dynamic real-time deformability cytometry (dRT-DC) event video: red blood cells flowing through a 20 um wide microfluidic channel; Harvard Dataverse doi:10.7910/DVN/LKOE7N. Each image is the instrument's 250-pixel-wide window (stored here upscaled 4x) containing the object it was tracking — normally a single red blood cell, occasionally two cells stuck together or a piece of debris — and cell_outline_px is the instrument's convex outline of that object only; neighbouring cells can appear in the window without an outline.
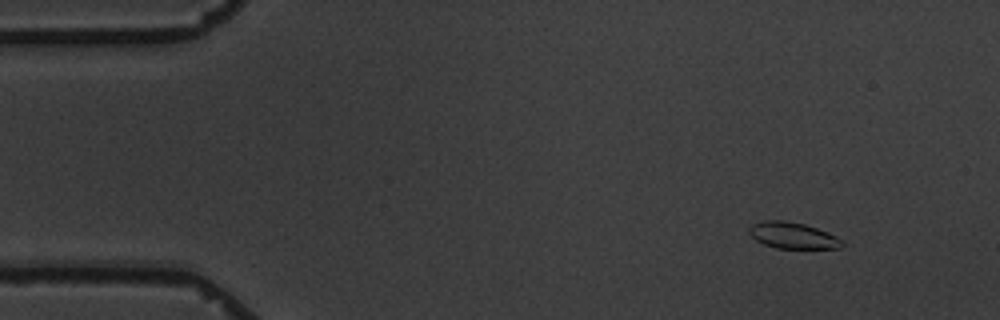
{"species": "common noctule bat (a hibernating species)", "species_latin": "Nyctalus noctula", "temperature_condition": "warm", "stored_images_in_passage": 5, "camera_frame_rate_fps": 3000, "um_per_image_px": 0.085, "animal": {"sex": "male", "body_mass_g": 19.5, "forearm_length_mm": 54.6}, "frame": {"image": 1, "passage_image": 1, "time_ms": 0.0, "image_size_px": [1000, 320], "cell_outline_px": [[844, 244], [840, 248], [776, 248], [764, 244], [756, 240], [748, 232], [748, 228], [752, 224], [764, 220], [784, 220], [804, 224], [816, 228], [836, 236]], "centroid_in_image_um": [67.34, 20.01], "position_along_channel_um": 17.7, "area_um2": 14.1}}